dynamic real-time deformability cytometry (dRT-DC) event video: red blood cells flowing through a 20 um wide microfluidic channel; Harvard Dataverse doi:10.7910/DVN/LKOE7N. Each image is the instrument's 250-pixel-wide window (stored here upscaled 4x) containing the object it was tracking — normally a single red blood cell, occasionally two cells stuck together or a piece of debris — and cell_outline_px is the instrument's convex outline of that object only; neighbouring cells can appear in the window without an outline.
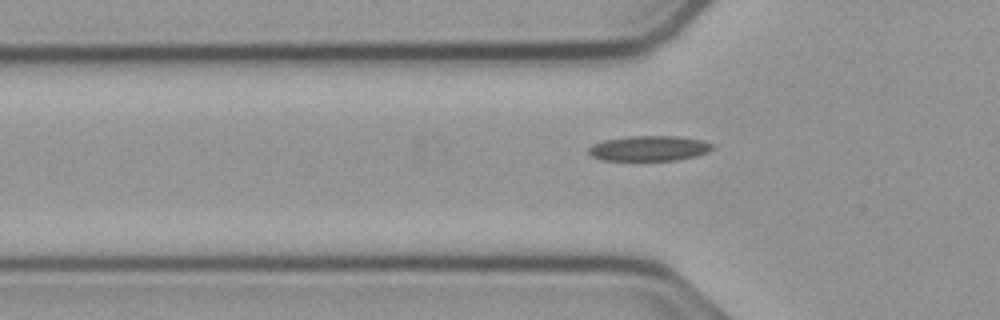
{"species": "common noctule bat (a hibernating species)", "species_latin": "Nyctalus noctula", "temperature_condition": "cold", "stored_images_in_passage": 38, "camera_frame_rate_fps": 3000, "um_per_image_px": 0.085, "animal": {"sex": "male", "body_mass_g": 23.1, "forearm_length_mm": 52.7}, "frame": {"image": 1, "passage_image": 8, "time_ms": 2.333, "image_size_px": [1000, 320], "cell_outline_px": [[712, 148], [708, 152], [696, 156], [676, 160], [600, 160], [592, 156], [588, 152], [588, 148], [592, 144], [604, 140], [628, 136], [680, 136], [700, 140], [712, 144]], "centroid_in_image_um": [55.14, 12.61], "position_along_channel_um": 70.7, "area_um2": 18.15}}
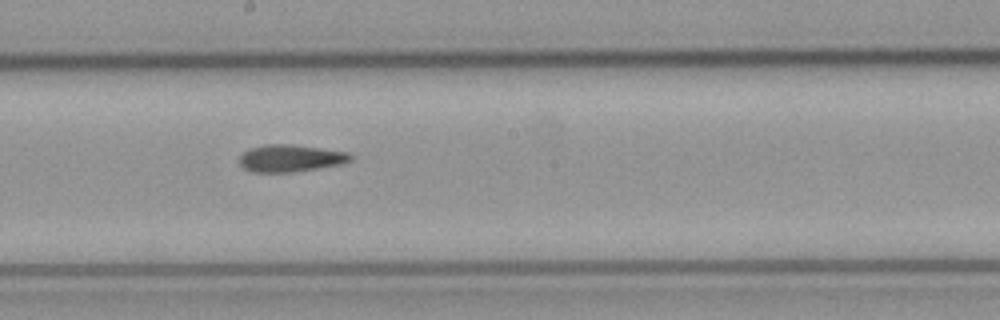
{"frame": {"image": 2, "passage_image": 20, "time_ms": 6.333, "image_size_px": [1000, 320], "cell_outline_px": [[352, 160], [344, 164], [292, 172], [252, 172], [244, 168], [240, 164], [240, 156], [244, 152], [252, 148], [264, 144], [292, 144], [348, 152], [352, 156]], "centroid_in_image_um": [24.72, 13.45], "position_along_channel_um": 223.5, "area_um2": 17.57}}
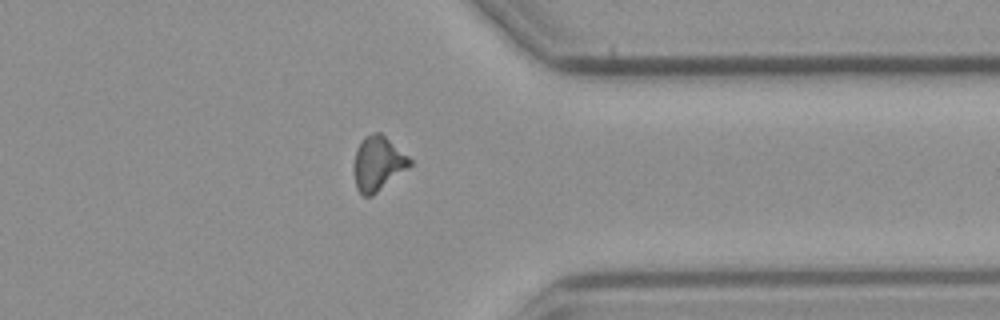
{"frame": {"image": 3, "passage_image": 33, "time_ms": 10.667, "image_size_px": [1000, 320], "cell_outline_px": [[412, 164], [372, 196], [364, 196], [356, 188], [352, 168], [356, 148], [364, 136], [372, 132], [380, 132], [408, 156], [412, 160]], "centroid_in_image_um": [32.08, 13.88], "position_along_channel_um": 379.3, "area_um2": 17.74}}